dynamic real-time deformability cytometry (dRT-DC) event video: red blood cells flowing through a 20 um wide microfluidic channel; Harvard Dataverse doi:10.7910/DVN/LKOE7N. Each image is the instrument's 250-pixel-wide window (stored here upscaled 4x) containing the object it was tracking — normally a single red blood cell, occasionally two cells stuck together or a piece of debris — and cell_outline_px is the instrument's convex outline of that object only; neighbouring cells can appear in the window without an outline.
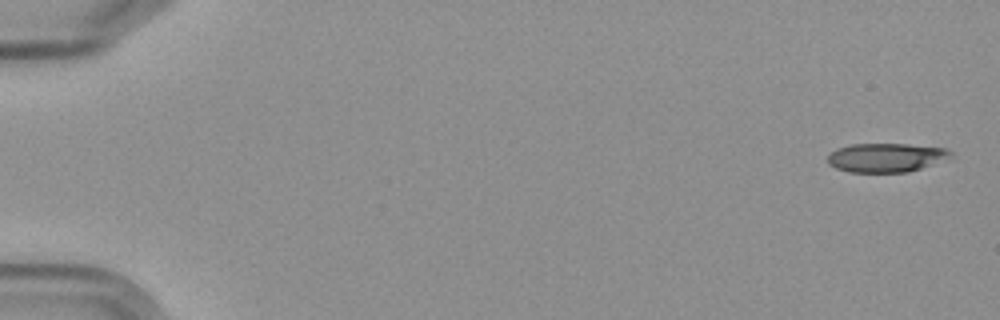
{"species": "Egyptian fruit bat (a non-hibernating species)", "species_latin": "Rousettus aegyptiacus", "temperature_condition": "cold", "stored_images_in_passage": 5, "camera_frame_rate_fps": 3000, "um_per_image_px": 0.085, "frame": {"image": 1, "passage_image": 1, "time_ms": 0.0, "image_size_px": [1000, 320], "cell_outline_px": [[952, 156], [920, 168], [908, 172], [848, 172], [836, 168], [828, 164], [828, 156], [836, 148], [852, 144], [908, 144], [944, 148], [952, 152]], "centroid_in_image_um": [75.26, 13.39], "position_along_channel_um": 9.7, "area_um2": 20.52}}
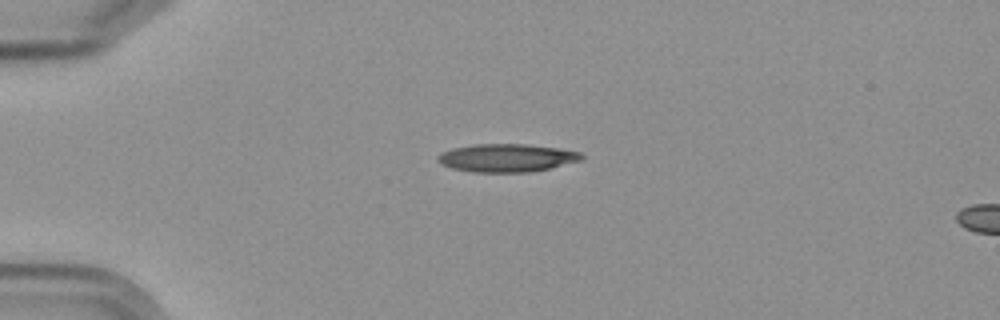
{"frame": {"image": 2, "passage_image": 4, "time_ms": 4.333, "image_size_px": [1000, 320], "cell_outline_px": [[584, 160], [552, 168], [528, 172], [472, 172], [452, 168], [440, 164], [436, 160], [436, 156], [440, 152], [452, 148], [476, 144], [528, 144], [560, 148], [580, 152], [584, 156]], "centroid_in_image_um": [43.08, 13.42], "position_along_channel_um": 41.9, "area_um2": 23.87}}